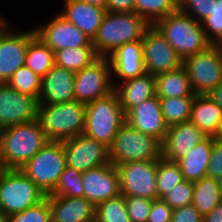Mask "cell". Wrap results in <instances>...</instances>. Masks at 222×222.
Wrapping results in <instances>:
<instances>
[{"label": "cell", "instance_id": "6da1fadb", "mask_svg": "<svg viewBox=\"0 0 222 222\" xmlns=\"http://www.w3.org/2000/svg\"><path fill=\"white\" fill-rule=\"evenodd\" d=\"M153 25L183 60L213 45L202 23L178 8Z\"/></svg>", "mask_w": 222, "mask_h": 222}, {"label": "cell", "instance_id": "7a4b0ae2", "mask_svg": "<svg viewBox=\"0 0 222 222\" xmlns=\"http://www.w3.org/2000/svg\"><path fill=\"white\" fill-rule=\"evenodd\" d=\"M151 24L136 12H106L96 36L93 47L99 57H108L119 46L141 41Z\"/></svg>", "mask_w": 222, "mask_h": 222}, {"label": "cell", "instance_id": "3957f363", "mask_svg": "<svg viewBox=\"0 0 222 222\" xmlns=\"http://www.w3.org/2000/svg\"><path fill=\"white\" fill-rule=\"evenodd\" d=\"M48 142L38 119L1 129L0 151L5 167L20 169Z\"/></svg>", "mask_w": 222, "mask_h": 222}, {"label": "cell", "instance_id": "277c9868", "mask_svg": "<svg viewBox=\"0 0 222 222\" xmlns=\"http://www.w3.org/2000/svg\"><path fill=\"white\" fill-rule=\"evenodd\" d=\"M86 105L76 100L39 104L38 120L49 141H63L84 132Z\"/></svg>", "mask_w": 222, "mask_h": 222}, {"label": "cell", "instance_id": "5b68a950", "mask_svg": "<svg viewBox=\"0 0 222 222\" xmlns=\"http://www.w3.org/2000/svg\"><path fill=\"white\" fill-rule=\"evenodd\" d=\"M126 122L118 95L107 96L86 105L84 134L110 147L120 127Z\"/></svg>", "mask_w": 222, "mask_h": 222}, {"label": "cell", "instance_id": "8992f818", "mask_svg": "<svg viewBox=\"0 0 222 222\" xmlns=\"http://www.w3.org/2000/svg\"><path fill=\"white\" fill-rule=\"evenodd\" d=\"M109 155L115 166L126 162L157 161L162 157V142L125 122L109 147Z\"/></svg>", "mask_w": 222, "mask_h": 222}, {"label": "cell", "instance_id": "52a82bcc", "mask_svg": "<svg viewBox=\"0 0 222 222\" xmlns=\"http://www.w3.org/2000/svg\"><path fill=\"white\" fill-rule=\"evenodd\" d=\"M46 194L20 169L7 168L0 174V212L6 216L39 204Z\"/></svg>", "mask_w": 222, "mask_h": 222}, {"label": "cell", "instance_id": "ba28073f", "mask_svg": "<svg viewBox=\"0 0 222 222\" xmlns=\"http://www.w3.org/2000/svg\"><path fill=\"white\" fill-rule=\"evenodd\" d=\"M66 168L62 141H49L20 170L30 178L46 195L51 194Z\"/></svg>", "mask_w": 222, "mask_h": 222}, {"label": "cell", "instance_id": "9c48e42d", "mask_svg": "<svg viewBox=\"0 0 222 222\" xmlns=\"http://www.w3.org/2000/svg\"><path fill=\"white\" fill-rule=\"evenodd\" d=\"M195 95H208L222 81V51L214 44L183 60Z\"/></svg>", "mask_w": 222, "mask_h": 222}, {"label": "cell", "instance_id": "30bf717a", "mask_svg": "<svg viewBox=\"0 0 222 222\" xmlns=\"http://www.w3.org/2000/svg\"><path fill=\"white\" fill-rule=\"evenodd\" d=\"M0 17V84L25 65V55L30 41L36 36L34 28L16 32L9 21ZM10 27V28H9Z\"/></svg>", "mask_w": 222, "mask_h": 222}, {"label": "cell", "instance_id": "8fae6325", "mask_svg": "<svg viewBox=\"0 0 222 222\" xmlns=\"http://www.w3.org/2000/svg\"><path fill=\"white\" fill-rule=\"evenodd\" d=\"M114 91L108 57H99L91 65L75 72L74 100L89 104Z\"/></svg>", "mask_w": 222, "mask_h": 222}, {"label": "cell", "instance_id": "7c38bea8", "mask_svg": "<svg viewBox=\"0 0 222 222\" xmlns=\"http://www.w3.org/2000/svg\"><path fill=\"white\" fill-rule=\"evenodd\" d=\"M123 196L158 199L157 161H135L117 165Z\"/></svg>", "mask_w": 222, "mask_h": 222}, {"label": "cell", "instance_id": "4fadbf2b", "mask_svg": "<svg viewBox=\"0 0 222 222\" xmlns=\"http://www.w3.org/2000/svg\"><path fill=\"white\" fill-rule=\"evenodd\" d=\"M141 43L147 73L156 76L182 67L183 59L154 25L147 29Z\"/></svg>", "mask_w": 222, "mask_h": 222}, {"label": "cell", "instance_id": "5bb4252c", "mask_svg": "<svg viewBox=\"0 0 222 222\" xmlns=\"http://www.w3.org/2000/svg\"><path fill=\"white\" fill-rule=\"evenodd\" d=\"M62 142L66 166L80 173L111 163L109 147L84 133Z\"/></svg>", "mask_w": 222, "mask_h": 222}, {"label": "cell", "instance_id": "9a60e30c", "mask_svg": "<svg viewBox=\"0 0 222 222\" xmlns=\"http://www.w3.org/2000/svg\"><path fill=\"white\" fill-rule=\"evenodd\" d=\"M39 99L0 84V130L38 119Z\"/></svg>", "mask_w": 222, "mask_h": 222}, {"label": "cell", "instance_id": "2e32d148", "mask_svg": "<svg viewBox=\"0 0 222 222\" xmlns=\"http://www.w3.org/2000/svg\"><path fill=\"white\" fill-rule=\"evenodd\" d=\"M34 30L36 36L54 52L65 48L93 46L88 36L59 13L47 23L36 26Z\"/></svg>", "mask_w": 222, "mask_h": 222}, {"label": "cell", "instance_id": "e0dca14e", "mask_svg": "<svg viewBox=\"0 0 222 222\" xmlns=\"http://www.w3.org/2000/svg\"><path fill=\"white\" fill-rule=\"evenodd\" d=\"M83 197L95 207L120 192V176L112 163L101 165L82 173Z\"/></svg>", "mask_w": 222, "mask_h": 222}, {"label": "cell", "instance_id": "ac0fdd59", "mask_svg": "<svg viewBox=\"0 0 222 222\" xmlns=\"http://www.w3.org/2000/svg\"><path fill=\"white\" fill-rule=\"evenodd\" d=\"M126 123L135 130L156 137L161 142L166 137L168 125L163 117L160 99L155 94L126 115Z\"/></svg>", "mask_w": 222, "mask_h": 222}, {"label": "cell", "instance_id": "d6986e66", "mask_svg": "<svg viewBox=\"0 0 222 222\" xmlns=\"http://www.w3.org/2000/svg\"><path fill=\"white\" fill-rule=\"evenodd\" d=\"M207 137L190 121L170 126L162 141V158L177 162Z\"/></svg>", "mask_w": 222, "mask_h": 222}, {"label": "cell", "instance_id": "ffe728a7", "mask_svg": "<svg viewBox=\"0 0 222 222\" xmlns=\"http://www.w3.org/2000/svg\"><path fill=\"white\" fill-rule=\"evenodd\" d=\"M108 59L111 66L113 87L120 82L136 78L146 72L141 41L130 42L119 46L108 56ZM114 79H118V82L115 83L116 81Z\"/></svg>", "mask_w": 222, "mask_h": 222}, {"label": "cell", "instance_id": "44dd1931", "mask_svg": "<svg viewBox=\"0 0 222 222\" xmlns=\"http://www.w3.org/2000/svg\"><path fill=\"white\" fill-rule=\"evenodd\" d=\"M75 72L54 65L42 78L39 104L74 101Z\"/></svg>", "mask_w": 222, "mask_h": 222}, {"label": "cell", "instance_id": "7402d4cb", "mask_svg": "<svg viewBox=\"0 0 222 222\" xmlns=\"http://www.w3.org/2000/svg\"><path fill=\"white\" fill-rule=\"evenodd\" d=\"M52 222H92L96 207L84 197L46 195Z\"/></svg>", "mask_w": 222, "mask_h": 222}, {"label": "cell", "instance_id": "603a6c76", "mask_svg": "<svg viewBox=\"0 0 222 222\" xmlns=\"http://www.w3.org/2000/svg\"><path fill=\"white\" fill-rule=\"evenodd\" d=\"M106 12L82 0H64V9L59 14L93 40Z\"/></svg>", "mask_w": 222, "mask_h": 222}, {"label": "cell", "instance_id": "cb8c5ba5", "mask_svg": "<svg viewBox=\"0 0 222 222\" xmlns=\"http://www.w3.org/2000/svg\"><path fill=\"white\" fill-rule=\"evenodd\" d=\"M114 91L126 115L133 107L156 94L155 76L145 72L141 76L116 84Z\"/></svg>", "mask_w": 222, "mask_h": 222}, {"label": "cell", "instance_id": "d4e9b609", "mask_svg": "<svg viewBox=\"0 0 222 222\" xmlns=\"http://www.w3.org/2000/svg\"><path fill=\"white\" fill-rule=\"evenodd\" d=\"M221 119L222 109L208 95H195L190 122L207 136L216 137Z\"/></svg>", "mask_w": 222, "mask_h": 222}, {"label": "cell", "instance_id": "484cf974", "mask_svg": "<svg viewBox=\"0 0 222 222\" xmlns=\"http://www.w3.org/2000/svg\"><path fill=\"white\" fill-rule=\"evenodd\" d=\"M212 144L213 137L208 136L192 148L187 155L177 161L182 171L183 179L194 182L207 176Z\"/></svg>", "mask_w": 222, "mask_h": 222}, {"label": "cell", "instance_id": "4316f807", "mask_svg": "<svg viewBox=\"0 0 222 222\" xmlns=\"http://www.w3.org/2000/svg\"><path fill=\"white\" fill-rule=\"evenodd\" d=\"M155 80L156 95L159 99L195 97L191 82L183 67L156 75Z\"/></svg>", "mask_w": 222, "mask_h": 222}, {"label": "cell", "instance_id": "83f0119b", "mask_svg": "<svg viewBox=\"0 0 222 222\" xmlns=\"http://www.w3.org/2000/svg\"><path fill=\"white\" fill-rule=\"evenodd\" d=\"M221 201L218 180L206 176L193 182L192 205L200 214L210 213Z\"/></svg>", "mask_w": 222, "mask_h": 222}, {"label": "cell", "instance_id": "f1b7e54d", "mask_svg": "<svg viewBox=\"0 0 222 222\" xmlns=\"http://www.w3.org/2000/svg\"><path fill=\"white\" fill-rule=\"evenodd\" d=\"M99 58L93 46L65 48L54 52L55 65L78 72Z\"/></svg>", "mask_w": 222, "mask_h": 222}, {"label": "cell", "instance_id": "f546056e", "mask_svg": "<svg viewBox=\"0 0 222 222\" xmlns=\"http://www.w3.org/2000/svg\"><path fill=\"white\" fill-rule=\"evenodd\" d=\"M54 65V51L35 36L27 47L25 66L43 78Z\"/></svg>", "mask_w": 222, "mask_h": 222}, {"label": "cell", "instance_id": "4dcf8cb0", "mask_svg": "<svg viewBox=\"0 0 222 222\" xmlns=\"http://www.w3.org/2000/svg\"><path fill=\"white\" fill-rule=\"evenodd\" d=\"M194 97L160 99V107L168 127L190 119Z\"/></svg>", "mask_w": 222, "mask_h": 222}, {"label": "cell", "instance_id": "1f68e13d", "mask_svg": "<svg viewBox=\"0 0 222 222\" xmlns=\"http://www.w3.org/2000/svg\"><path fill=\"white\" fill-rule=\"evenodd\" d=\"M182 171L177 162L160 158L157 160V192L158 199L165 196L176 184L182 182Z\"/></svg>", "mask_w": 222, "mask_h": 222}, {"label": "cell", "instance_id": "d6a6232c", "mask_svg": "<svg viewBox=\"0 0 222 222\" xmlns=\"http://www.w3.org/2000/svg\"><path fill=\"white\" fill-rule=\"evenodd\" d=\"M135 12L151 25L178 8V0H134Z\"/></svg>", "mask_w": 222, "mask_h": 222}, {"label": "cell", "instance_id": "836d02e7", "mask_svg": "<svg viewBox=\"0 0 222 222\" xmlns=\"http://www.w3.org/2000/svg\"><path fill=\"white\" fill-rule=\"evenodd\" d=\"M95 220L97 222H132L128 216L125 197L120 194L96 206Z\"/></svg>", "mask_w": 222, "mask_h": 222}, {"label": "cell", "instance_id": "e575fe53", "mask_svg": "<svg viewBox=\"0 0 222 222\" xmlns=\"http://www.w3.org/2000/svg\"><path fill=\"white\" fill-rule=\"evenodd\" d=\"M41 83L42 78L25 65L20 67L6 82L14 90L38 99L41 93Z\"/></svg>", "mask_w": 222, "mask_h": 222}, {"label": "cell", "instance_id": "d590c367", "mask_svg": "<svg viewBox=\"0 0 222 222\" xmlns=\"http://www.w3.org/2000/svg\"><path fill=\"white\" fill-rule=\"evenodd\" d=\"M49 195L83 197L82 173L66 166L65 170L60 175L55 190Z\"/></svg>", "mask_w": 222, "mask_h": 222}, {"label": "cell", "instance_id": "8d00e7d4", "mask_svg": "<svg viewBox=\"0 0 222 222\" xmlns=\"http://www.w3.org/2000/svg\"><path fill=\"white\" fill-rule=\"evenodd\" d=\"M8 218L9 222H52L49 199L46 197L39 204L12 214Z\"/></svg>", "mask_w": 222, "mask_h": 222}, {"label": "cell", "instance_id": "74e56055", "mask_svg": "<svg viewBox=\"0 0 222 222\" xmlns=\"http://www.w3.org/2000/svg\"><path fill=\"white\" fill-rule=\"evenodd\" d=\"M192 195L193 182L184 179L182 182L176 184V187L170 190L161 199L172 209H176L192 204Z\"/></svg>", "mask_w": 222, "mask_h": 222}, {"label": "cell", "instance_id": "f35d334b", "mask_svg": "<svg viewBox=\"0 0 222 222\" xmlns=\"http://www.w3.org/2000/svg\"><path fill=\"white\" fill-rule=\"evenodd\" d=\"M215 4V0H178V9L202 23L213 12Z\"/></svg>", "mask_w": 222, "mask_h": 222}, {"label": "cell", "instance_id": "ab89813d", "mask_svg": "<svg viewBox=\"0 0 222 222\" xmlns=\"http://www.w3.org/2000/svg\"><path fill=\"white\" fill-rule=\"evenodd\" d=\"M128 216L132 222H147L153 200L135 196H124Z\"/></svg>", "mask_w": 222, "mask_h": 222}, {"label": "cell", "instance_id": "60d3db41", "mask_svg": "<svg viewBox=\"0 0 222 222\" xmlns=\"http://www.w3.org/2000/svg\"><path fill=\"white\" fill-rule=\"evenodd\" d=\"M213 12L202 22L208 38L214 43L222 34V0H215Z\"/></svg>", "mask_w": 222, "mask_h": 222}, {"label": "cell", "instance_id": "b9f144b4", "mask_svg": "<svg viewBox=\"0 0 222 222\" xmlns=\"http://www.w3.org/2000/svg\"><path fill=\"white\" fill-rule=\"evenodd\" d=\"M207 176L215 180L222 177V141L213 137L210 161L207 168Z\"/></svg>", "mask_w": 222, "mask_h": 222}, {"label": "cell", "instance_id": "7bdbcfd3", "mask_svg": "<svg viewBox=\"0 0 222 222\" xmlns=\"http://www.w3.org/2000/svg\"><path fill=\"white\" fill-rule=\"evenodd\" d=\"M173 209L162 199L153 200L147 222H171Z\"/></svg>", "mask_w": 222, "mask_h": 222}, {"label": "cell", "instance_id": "ee69618b", "mask_svg": "<svg viewBox=\"0 0 222 222\" xmlns=\"http://www.w3.org/2000/svg\"><path fill=\"white\" fill-rule=\"evenodd\" d=\"M171 222H203V215L190 204L173 209Z\"/></svg>", "mask_w": 222, "mask_h": 222}, {"label": "cell", "instance_id": "f6af8a7d", "mask_svg": "<svg viewBox=\"0 0 222 222\" xmlns=\"http://www.w3.org/2000/svg\"><path fill=\"white\" fill-rule=\"evenodd\" d=\"M106 11L114 13H133L135 12L134 0H107Z\"/></svg>", "mask_w": 222, "mask_h": 222}, {"label": "cell", "instance_id": "bcb514c9", "mask_svg": "<svg viewBox=\"0 0 222 222\" xmlns=\"http://www.w3.org/2000/svg\"><path fill=\"white\" fill-rule=\"evenodd\" d=\"M203 222H222V201L210 213L203 216Z\"/></svg>", "mask_w": 222, "mask_h": 222}, {"label": "cell", "instance_id": "7dc6e473", "mask_svg": "<svg viewBox=\"0 0 222 222\" xmlns=\"http://www.w3.org/2000/svg\"><path fill=\"white\" fill-rule=\"evenodd\" d=\"M208 96L222 109V81Z\"/></svg>", "mask_w": 222, "mask_h": 222}, {"label": "cell", "instance_id": "c3c4849f", "mask_svg": "<svg viewBox=\"0 0 222 222\" xmlns=\"http://www.w3.org/2000/svg\"><path fill=\"white\" fill-rule=\"evenodd\" d=\"M82 1H85L86 3H89L91 5H95V6L104 8L106 10L107 0H82Z\"/></svg>", "mask_w": 222, "mask_h": 222}, {"label": "cell", "instance_id": "681fc988", "mask_svg": "<svg viewBox=\"0 0 222 222\" xmlns=\"http://www.w3.org/2000/svg\"><path fill=\"white\" fill-rule=\"evenodd\" d=\"M213 44L222 51V34Z\"/></svg>", "mask_w": 222, "mask_h": 222}, {"label": "cell", "instance_id": "f907efd6", "mask_svg": "<svg viewBox=\"0 0 222 222\" xmlns=\"http://www.w3.org/2000/svg\"><path fill=\"white\" fill-rule=\"evenodd\" d=\"M7 168L5 167L3 160H2V155L0 151V174H2Z\"/></svg>", "mask_w": 222, "mask_h": 222}, {"label": "cell", "instance_id": "816d5d0a", "mask_svg": "<svg viewBox=\"0 0 222 222\" xmlns=\"http://www.w3.org/2000/svg\"><path fill=\"white\" fill-rule=\"evenodd\" d=\"M215 138L222 141V119H221V124L219 127V133L217 134V136Z\"/></svg>", "mask_w": 222, "mask_h": 222}, {"label": "cell", "instance_id": "f5cc1de1", "mask_svg": "<svg viewBox=\"0 0 222 222\" xmlns=\"http://www.w3.org/2000/svg\"><path fill=\"white\" fill-rule=\"evenodd\" d=\"M0 222H9L8 216L0 212Z\"/></svg>", "mask_w": 222, "mask_h": 222}, {"label": "cell", "instance_id": "db71d44e", "mask_svg": "<svg viewBox=\"0 0 222 222\" xmlns=\"http://www.w3.org/2000/svg\"><path fill=\"white\" fill-rule=\"evenodd\" d=\"M218 184H219L220 193L222 195V177L218 179Z\"/></svg>", "mask_w": 222, "mask_h": 222}]
</instances>
